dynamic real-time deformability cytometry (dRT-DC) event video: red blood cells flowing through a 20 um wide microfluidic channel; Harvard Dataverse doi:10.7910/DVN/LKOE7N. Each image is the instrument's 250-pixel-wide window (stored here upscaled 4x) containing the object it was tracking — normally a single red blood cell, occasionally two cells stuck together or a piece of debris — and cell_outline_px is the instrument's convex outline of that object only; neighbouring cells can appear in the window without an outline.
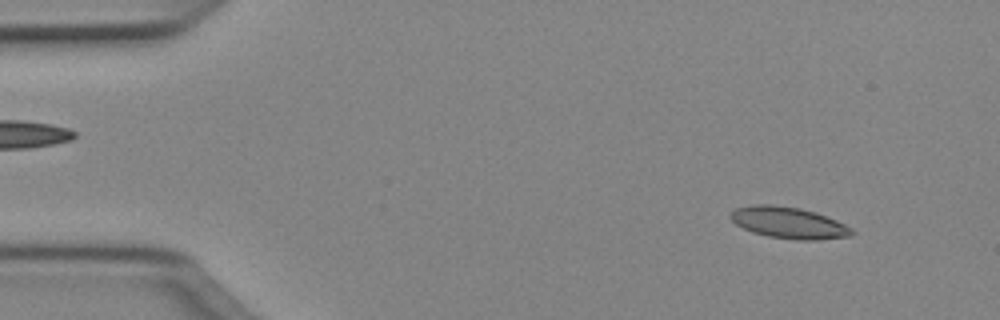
{"species": "Egyptian fruit bat (a non-hibernating species)", "species_latin": "Rousettus aegyptiacus", "temperature_condition": "cold", "stored_images_in_passage": 49, "camera_frame_rate_fps": 3000, "um_per_image_px": 0.085, "animal": {"sex": "female"}, "frame": {"image": 1, "passage_image": 4, "time_ms": 1.0, "image_size_px": [1000, 320], "cell_outline_px": [[856, 232], [852, 236], [816, 240], [800, 240], [768, 236], [752, 232], [736, 224], [728, 216], [736, 208], [752, 204], [772, 204], [800, 208], [816, 212], [836, 220], [852, 228]], "centroid_in_image_um": [67.05, 18.93], "position_along_channel_um": 17.9, "area_um2": 22.31}}
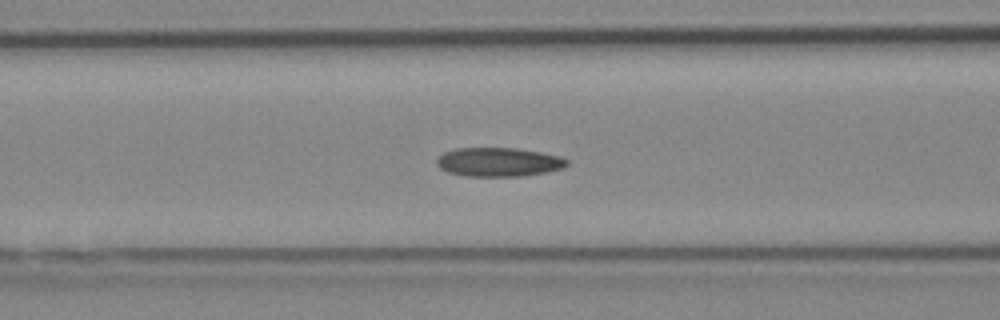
{"frame": {"image": 2, "passage_image": 19, "time_ms": 6.0, "image_size_px": [1000, 320], "cell_outline_px": [[568, 164], [564, 168], [524, 176], [464, 176], [448, 172], [440, 168], [436, 164], [436, 160], [444, 152], [452, 148], [516, 148], [540, 152], [560, 156], [568, 160]], "centroid_in_image_um": [42.37, 13.77], "position_along_channel_um": 124.2, "area_um2": 22.02}}
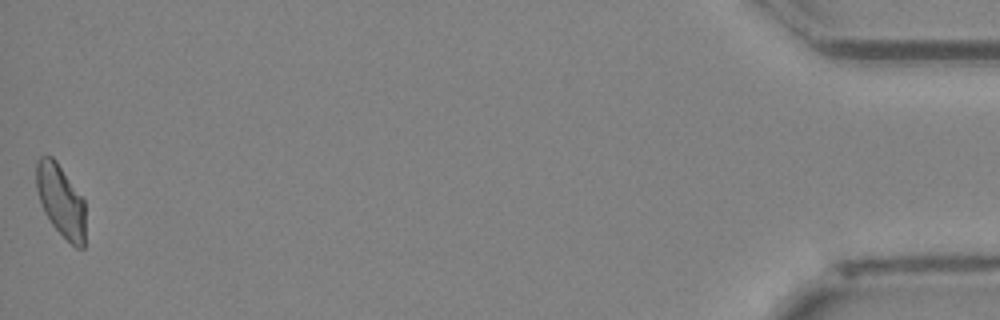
{"frame": {"image": 3, "passage_image": 49, "time_ms": 16.0, "image_size_px": [1000, 320], "cell_outline_px": [[84, 248], [76, 248], [52, 224], [44, 212], [36, 188], [36, 160], [40, 156], [52, 156], [56, 160], [84, 200]], "centroid_in_image_um": [5.15, 17.02], "position_along_channel_um": 430.1, "area_um2": 20.35}, "authors_computed_cell_mechanics": {"area_um2": 21.8484, "velocity_mm_per_s": 4.0119, "shape_relaxation_time_tau1_ms": null, "shape_relaxation_time_tau2_ms": 3.2812, "deformation_change_tau1": null, "deformation_change_tau2": 0.081}}